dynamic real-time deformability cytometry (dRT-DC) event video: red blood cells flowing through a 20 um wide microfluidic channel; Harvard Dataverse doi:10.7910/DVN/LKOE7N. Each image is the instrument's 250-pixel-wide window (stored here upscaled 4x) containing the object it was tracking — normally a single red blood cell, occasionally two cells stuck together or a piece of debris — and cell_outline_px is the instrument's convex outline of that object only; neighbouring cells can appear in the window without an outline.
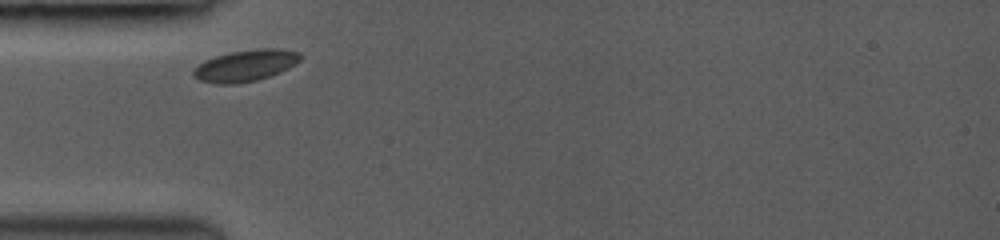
{"species": "common noctule bat (a hibernating species)", "species_latin": "Nyctalus noctula", "temperature_condition": "room temperature", "stored_images_in_passage": 3, "camera_frame_rate_fps": 3000, "um_per_image_px": 0.085, "animal": {"sex": "female", "body_mass_g": 19.0, "forearm_length_mm": 53.3}, "frame": {"image": 1, "passage_image": 1, "time_ms": 0.0, "image_size_px": [1000, 240], "cell_outline_px": [[304, 56], [296, 64], [280, 72], [256, 80], [232, 84], [212, 84], [200, 80], [192, 76], [192, 72], [204, 60], [216, 56], [232, 52], [256, 48], [280, 48], [300, 52]], "centroid_in_image_um": [20.9, 5.56], "position_along_channel_um": 64.1, "area_um2": 19.71}}
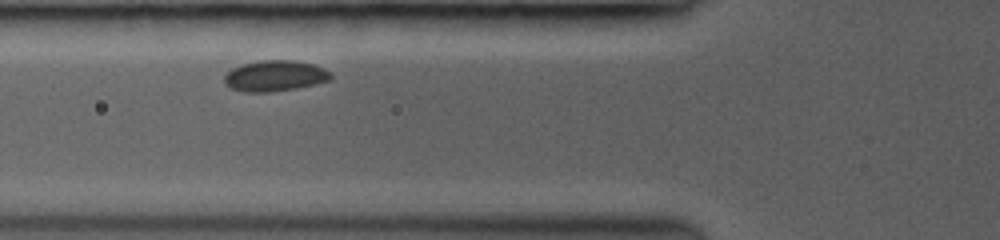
{"frame": {"image": 2, "passage_image": 2, "time_ms": 1.0, "image_size_px": [1000, 240], "cell_outline_px": [[332, 80], [296, 88], [268, 92], [244, 92], [232, 88], [224, 84], [224, 76], [232, 68], [240, 64], [260, 60], [296, 60], [312, 64], [324, 68], [332, 72]], "centroid_in_image_um": [23.37, 6.44], "position_along_channel_um": 102.4, "area_um2": 19.31}}